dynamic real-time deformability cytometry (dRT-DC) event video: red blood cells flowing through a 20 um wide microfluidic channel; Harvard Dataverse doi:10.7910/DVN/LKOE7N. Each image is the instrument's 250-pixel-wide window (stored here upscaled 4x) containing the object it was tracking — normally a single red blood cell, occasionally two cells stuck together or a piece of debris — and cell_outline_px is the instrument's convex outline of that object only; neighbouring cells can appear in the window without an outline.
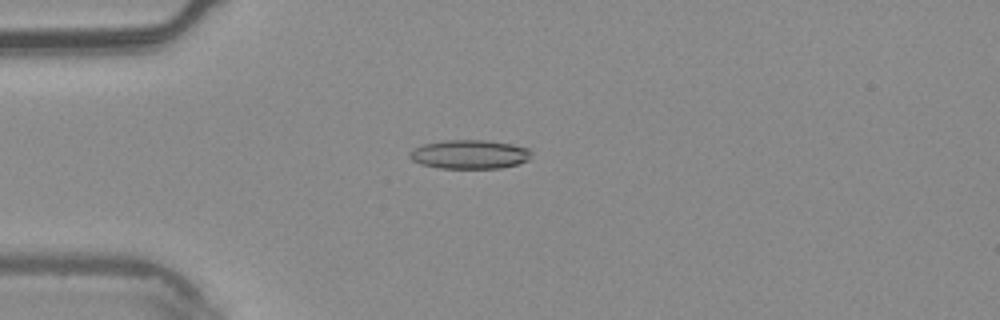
{"species": "common noctule bat (a hibernating species)", "species_latin": "Nyctalus noctula", "temperature_condition": "warm", "stored_images_in_passage": 4, "camera_frame_rate_fps": 3000, "um_per_image_px": 0.085, "animal": {"sex": "male", "body_mass_g": 20.4}, "frame": {"image": 1, "passage_image": 4, "time_ms": 1.0, "image_size_px": [1000, 320], "cell_outline_px": [[532, 152], [528, 160], [516, 164], [500, 168], [440, 168], [420, 164], [412, 160], [408, 156], [408, 152], [412, 148], [424, 144], [444, 140], [488, 140], [512, 144], [528, 148]], "centroid_in_image_um": [39.88, 13.11], "position_along_channel_um": 45.1, "area_um2": 20.63}}